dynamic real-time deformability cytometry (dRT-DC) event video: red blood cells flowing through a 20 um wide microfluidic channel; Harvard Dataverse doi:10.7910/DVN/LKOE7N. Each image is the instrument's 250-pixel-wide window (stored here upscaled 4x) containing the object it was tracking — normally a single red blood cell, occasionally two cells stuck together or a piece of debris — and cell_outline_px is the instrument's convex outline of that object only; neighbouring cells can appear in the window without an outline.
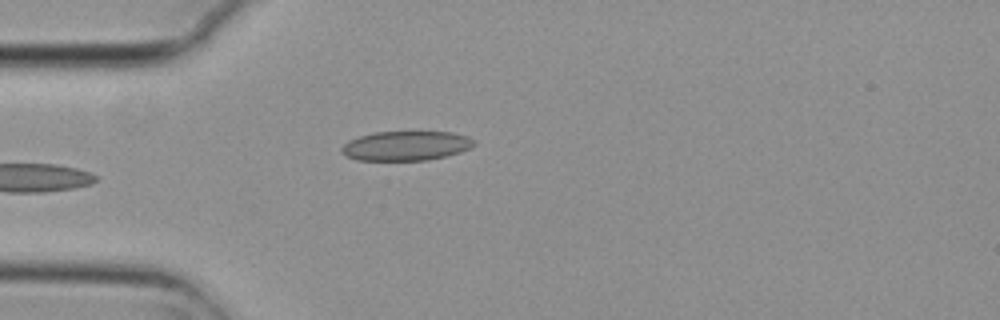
{"species": "common noctule bat (a hibernating species)", "species_latin": "Nyctalus noctula", "temperature_condition": "cold", "stored_images_in_passage": 7, "camera_frame_rate_fps": 3000, "um_per_image_px": 0.085, "animal": {"sex": "female", "body_mass_g": 29.2, "forearm_length_mm": 56.3}, "frame": {"image": 1, "passage_image": 7, "time_ms": 2.0, "image_size_px": [1000, 320], "cell_outline_px": [[476, 144], [460, 152], [428, 160], [356, 160], [340, 152], [340, 148], [348, 140], [360, 136], [376, 132], [452, 132], [468, 136], [476, 140]], "centroid_in_image_um": [34.51, 12.39], "position_along_channel_um": 50.5, "area_um2": 22.72}}